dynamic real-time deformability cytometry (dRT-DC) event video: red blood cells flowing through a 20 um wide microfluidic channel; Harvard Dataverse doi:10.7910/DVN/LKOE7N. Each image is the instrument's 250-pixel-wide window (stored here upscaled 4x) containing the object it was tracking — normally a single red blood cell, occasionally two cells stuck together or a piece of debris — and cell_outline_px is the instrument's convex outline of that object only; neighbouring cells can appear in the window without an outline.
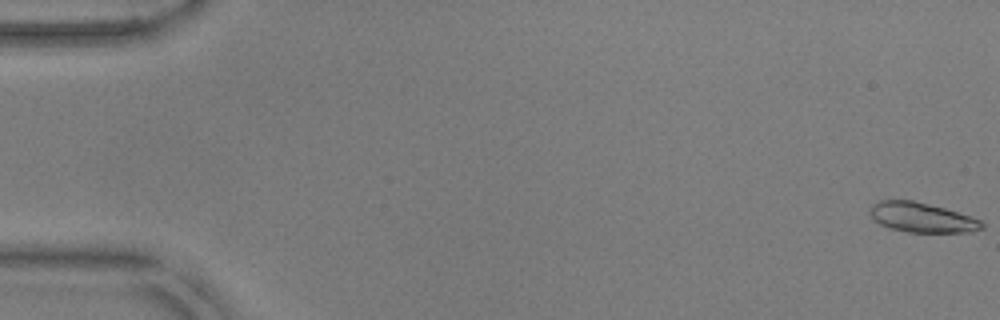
{"species": "common noctule bat (a hibernating species)", "species_latin": "Nyctalus noctula", "temperature_condition": "warm", "stored_images_in_passage": 53, "camera_frame_rate_fps": 3000, "um_per_image_px": 0.085, "animal": {"sex": "male", "body_mass_g": 17.9, "forearm_length_mm": 54.2}, "frame": {"image": 1, "passage_image": 1, "time_ms": 0.0, "image_size_px": [1000, 320], "cell_outline_px": [[984, 228], [968, 232], [908, 232], [888, 228], [880, 224], [872, 216], [872, 204], [880, 200], [912, 200], [944, 208], [972, 216], [980, 220], [984, 224]], "centroid_in_image_um": [78.39, 18.49], "position_along_channel_um": 6.6, "area_um2": 19.19}}
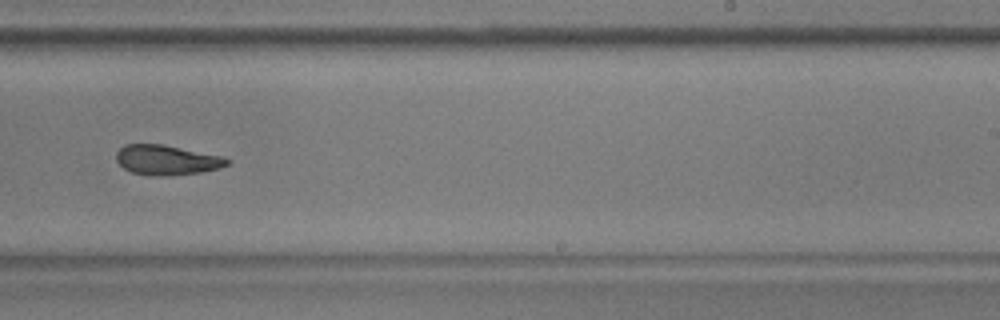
{"frame": {"image": 2, "passage_image": 34, "time_ms": 11.0, "image_size_px": [1000, 320], "cell_outline_px": [[228, 164], [220, 168], [200, 172], [168, 176], [148, 176], [132, 172], [124, 168], [116, 160], [116, 152], [124, 144], [164, 144], [220, 156], [228, 160]], "centroid_in_image_um": [14.12, 13.6], "position_along_channel_um": 274.9, "area_um2": 19.25}}
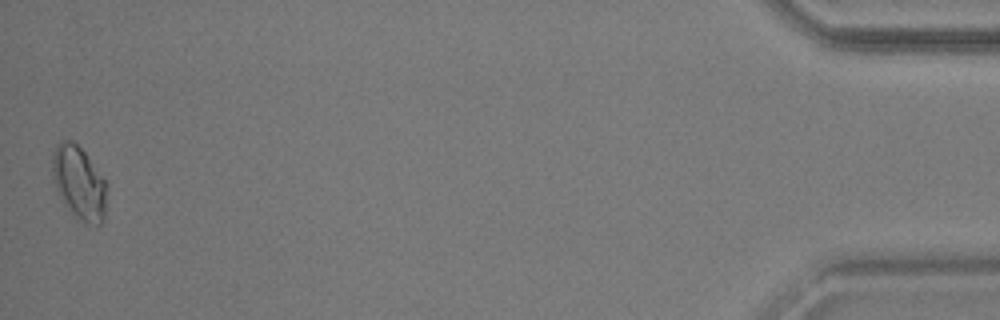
{"frame": {"image": 3, "passage_image": 53, "time_ms": 17.333, "image_size_px": [1000, 320], "cell_outline_px": [[104, 220], [100, 224], [84, 224], [64, 204], [56, 188], [52, 172], [52, 152], [56, 144], [60, 140], [72, 140], [84, 152], [104, 180]], "centroid_in_image_um": [6.66, 15.51], "position_along_channel_um": 428.5, "area_um2": 22.6}, "authors_computed_cell_mechanics": {"area_um2": 19.7676, "velocity_mm_per_s": 3.8205, "shape_relaxation_time_tau1_ms": 7.976, "shape_relaxation_time_tau2_ms": 3.1468, "deformation_change_tau1": 0.2161, "deformation_change_tau2": 0.1111}}